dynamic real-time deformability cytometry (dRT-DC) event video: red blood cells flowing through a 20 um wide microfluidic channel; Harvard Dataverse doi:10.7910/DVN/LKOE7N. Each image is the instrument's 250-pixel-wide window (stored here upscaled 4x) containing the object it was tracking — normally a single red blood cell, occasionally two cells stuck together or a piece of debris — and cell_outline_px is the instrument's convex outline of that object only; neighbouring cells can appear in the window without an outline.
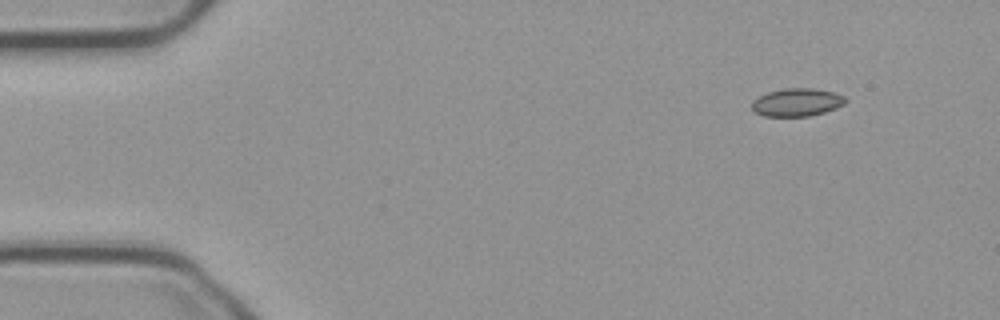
{"species": "common noctule bat (a hibernating species)", "species_latin": "Nyctalus noctula", "temperature_condition": "cold", "stored_images_in_passage": 50, "camera_frame_rate_fps": 3000, "um_per_image_px": 0.085, "animal": {"sex": "male", "body_mass_g": 23.1, "forearm_length_mm": 52.7}, "frame": {"image": 1, "passage_image": 1, "time_ms": 0.0, "image_size_px": [1000, 320], "cell_outline_px": [[848, 100], [844, 104], [836, 108], [824, 112], [808, 116], [764, 116], [756, 112], [752, 108], [752, 100], [768, 92], [784, 88], [812, 88], [832, 92], [844, 96]], "centroid_in_image_um": [67.74, 8.69], "position_along_channel_um": 17.3, "area_um2": 15.14}}
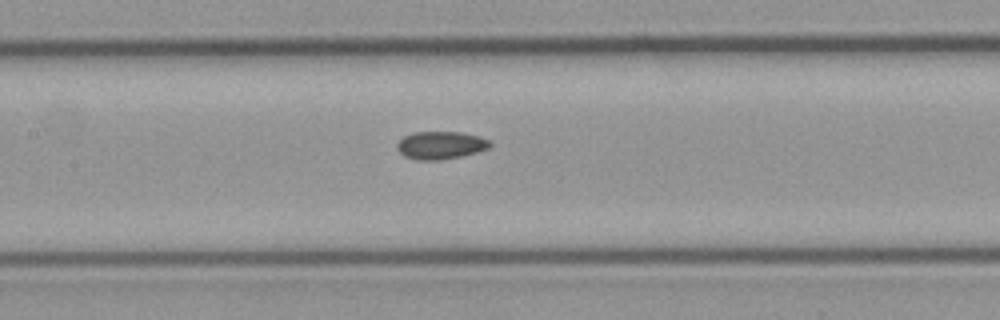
{"frame": {"image": 2, "passage_image": 21, "time_ms": 6.667, "image_size_px": [1000, 320], "cell_outline_px": [[492, 144], [488, 148], [476, 152], [460, 156], [440, 160], [416, 160], [404, 156], [396, 148], [396, 144], [404, 136], [412, 132], [460, 132], [480, 136], [488, 140]], "centroid_in_image_um": [37.42, 12.34], "position_along_channel_um": 170.0, "area_um2": 15.03}}
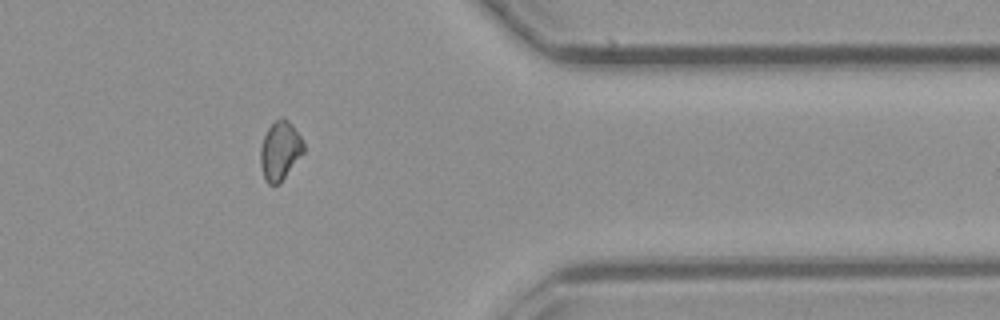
{"frame": {"image": 3, "passage_image": 40, "time_ms": 13.0, "image_size_px": [1000, 320], "cell_outline_px": [[304, 152], [280, 184], [268, 184], [264, 180], [260, 164], [260, 148], [264, 136], [268, 128], [276, 120], [288, 120], [292, 124], [300, 136], [304, 144]], "centroid_in_image_um": [23.79, 12.86], "position_along_channel_um": 387.6, "area_um2": 14.74}, "authors_computed_cell_mechanics": {"area_um2": 14.8257, "velocity_mm_per_s": 3.7351, "shape_relaxation_time_tau1_ms": null, "shape_relaxation_time_tau2_ms": 4.8321, "deformation_change_tau1": null, "deformation_change_tau2": 0.0775}}